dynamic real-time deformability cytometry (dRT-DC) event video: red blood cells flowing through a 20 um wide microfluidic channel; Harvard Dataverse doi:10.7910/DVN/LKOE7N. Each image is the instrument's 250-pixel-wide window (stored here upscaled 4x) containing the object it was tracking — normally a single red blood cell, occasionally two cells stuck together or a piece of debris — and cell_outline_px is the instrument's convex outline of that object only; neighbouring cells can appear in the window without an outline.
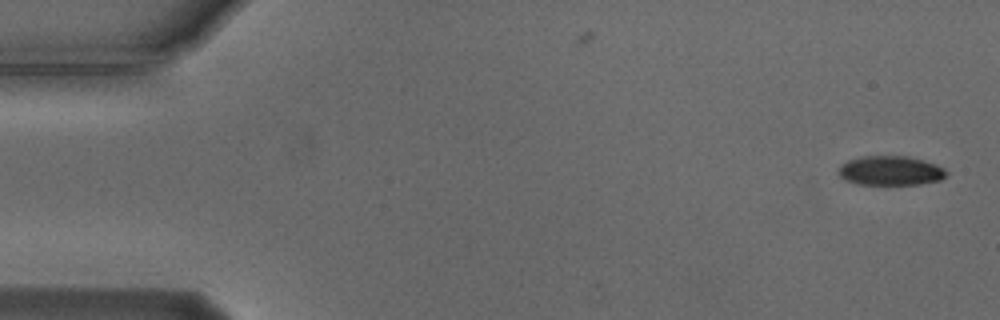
{"species": "Egyptian fruit bat (a non-hibernating species)", "species_latin": "Rousettus aegyptiacus", "temperature_condition": "cold", "stored_images_in_passage": 13, "camera_frame_rate_fps": 3000, "um_per_image_px": 0.085, "animal": {"sex": "male"}, "frame": {"image": 1, "passage_image": 1, "time_ms": 0.0, "image_size_px": [1000, 320], "cell_outline_px": [[948, 172], [940, 180], [920, 184], [856, 184], [844, 180], [836, 172], [840, 164], [848, 160], [860, 156], [904, 156], [936, 164], [944, 168]], "centroid_in_image_um": [75.63, 14.51], "position_along_channel_um": 9.4, "area_um2": 18.5}}
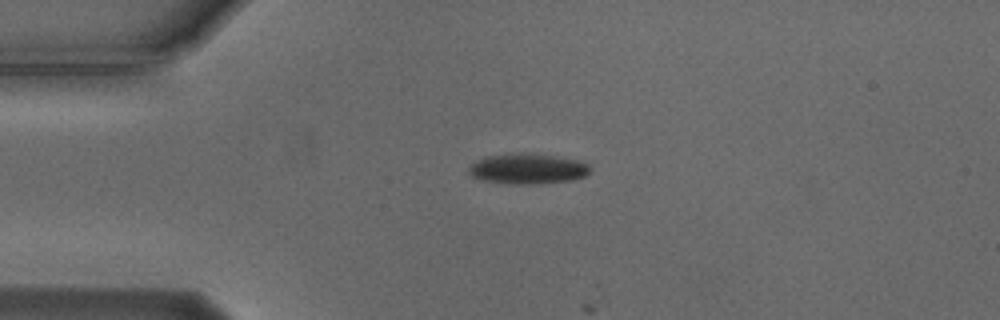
{"frame": {"image": 2, "passage_image": 12, "time_ms": 3.667, "image_size_px": [1000, 320], "cell_outline_px": [[592, 168], [584, 176], [572, 180], [540, 184], [516, 184], [484, 180], [472, 176], [468, 172], [468, 168], [476, 160], [488, 156], [520, 152], [528, 152], [580, 160], [588, 164]], "centroid_in_image_um": [44.88, 14.33], "position_along_channel_um": 40.1, "area_um2": 21.56}}